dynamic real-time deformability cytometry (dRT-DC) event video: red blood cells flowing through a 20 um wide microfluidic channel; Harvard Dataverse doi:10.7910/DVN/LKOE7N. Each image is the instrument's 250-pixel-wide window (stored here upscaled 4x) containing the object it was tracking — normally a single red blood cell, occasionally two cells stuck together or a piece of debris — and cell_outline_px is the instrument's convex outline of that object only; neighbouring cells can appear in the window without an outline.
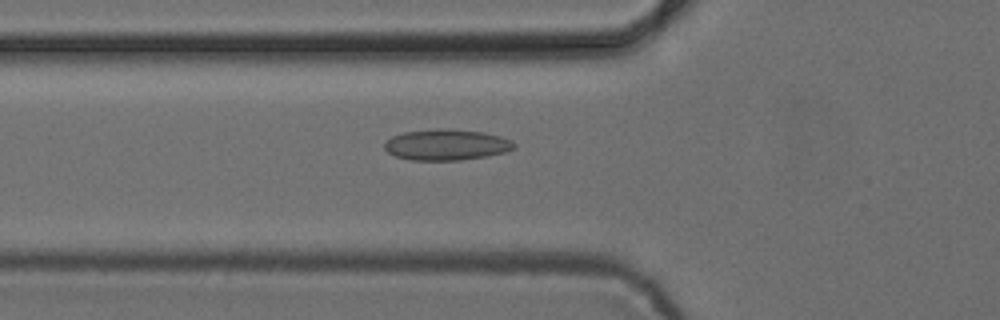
{"species": "common noctule bat (a hibernating species)", "species_latin": "Nyctalus noctula", "temperature_condition": "cold", "stored_images_in_passage": 27, "camera_frame_rate_fps": 3000, "um_per_image_px": 0.085, "animal": {"sex": "female", "body_mass_g": 24.6, "forearm_length_mm": 56.2}, "frame": {"image": 1, "passage_image": 5, "time_ms": 1.333, "image_size_px": [1000, 320], "cell_outline_px": [[516, 144], [512, 148], [504, 152], [488, 156], [460, 160], [412, 160], [396, 156], [388, 152], [384, 148], [384, 144], [392, 136], [404, 132], [436, 128], [448, 128], [484, 132], [500, 136], [512, 140]], "centroid_in_image_um": [37.95, 12.29], "position_along_channel_um": 87.9, "area_um2": 23.41}}
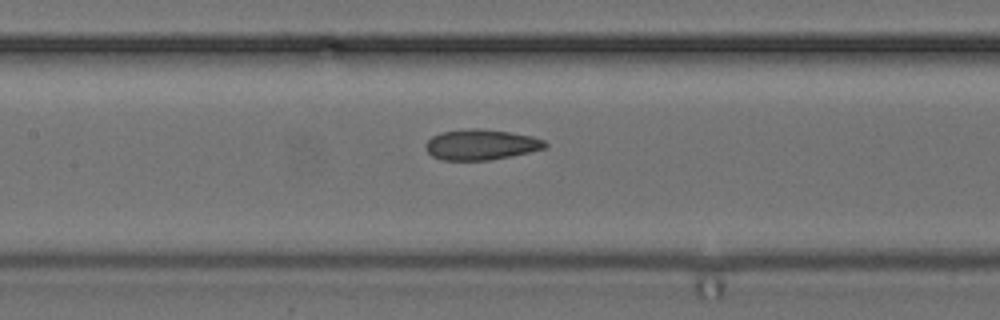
{"frame": {"image": 2, "passage_image": 11, "time_ms": 3.333, "image_size_px": [1000, 320], "cell_outline_px": [[548, 144], [544, 148], [528, 152], [488, 160], [440, 160], [432, 156], [428, 152], [424, 144], [432, 136], [440, 132], [472, 128], [480, 128], [508, 132], [532, 136], [544, 140]], "centroid_in_image_um": [40.84, 12.29], "position_along_channel_um": 166.6, "area_um2": 21.1}}
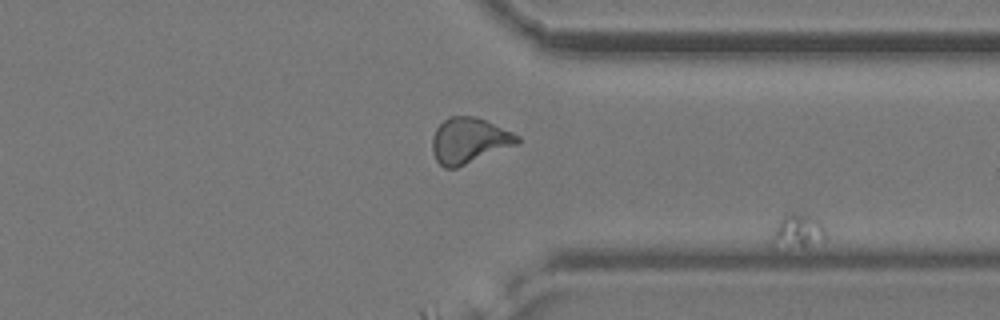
{"frame": {"image": 3, "passage_image": 27, "time_ms": 8.667, "image_size_px": [1000, 320], "cell_outline_px": [[824, 240], [804, 248], [784, 252], [772, 244], [768, 240], [780, 216], [784, 212], [800, 212], [812, 216], [820, 220], [824, 224]], "centroid_in_image_um": [67.72, 19.69], "position_along_channel_um": 343.7, "area_um2": 11.85}}